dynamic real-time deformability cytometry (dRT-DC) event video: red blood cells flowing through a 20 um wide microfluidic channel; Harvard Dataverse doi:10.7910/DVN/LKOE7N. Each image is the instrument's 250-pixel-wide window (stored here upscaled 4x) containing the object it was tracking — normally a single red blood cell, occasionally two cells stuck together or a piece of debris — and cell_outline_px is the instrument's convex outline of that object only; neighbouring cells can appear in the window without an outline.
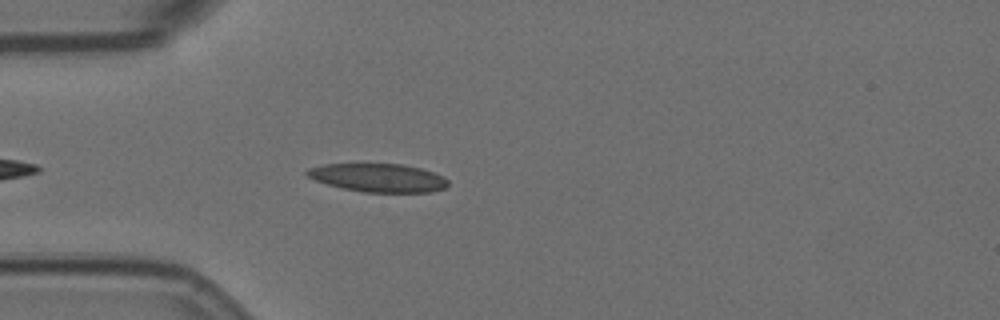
{"species": "Egyptian fruit bat (a non-hibernating species)", "species_latin": "Rousettus aegyptiacus", "temperature_condition": "room temperature", "stored_images_in_passage": 30, "camera_frame_rate_fps": 3000, "um_per_image_px": 0.085, "animal": {"sex": "female"}, "frame": {"image": 1, "passage_image": 5, "time_ms": 1.333, "image_size_px": [1000, 320], "cell_outline_px": [[448, 184], [444, 188], [432, 192], [364, 192], [344, 188], [328, 184], [316, 180], [308, 176], [304, 172], [308, 168], [324, 164], [404, 164], [420, 168], [444, 176], [448, 180]], "centroid_in_image_um": [32.17, 15.1], "position_along_channel_um": 52.8, "area_um2": 23.18}}
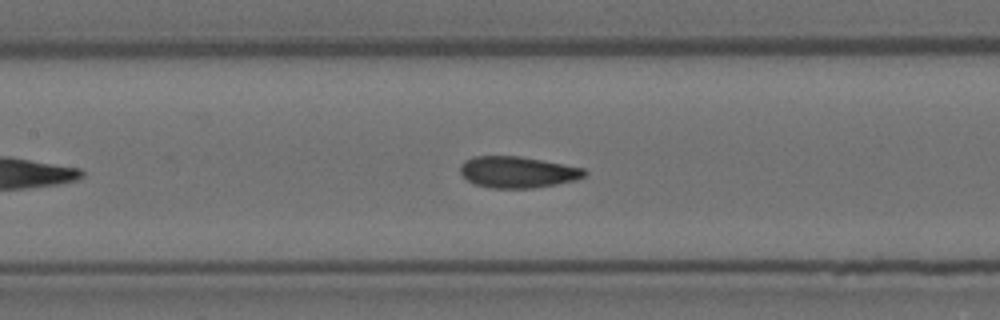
{"frame": {"image": 2, "passage_image": 15, "time_ms": 4.667, "image_size_px": [1000, 320], "cell_outline_px": [[588, 172], [584, 176], [576, 180], [556, 184], [532, 188], [492, 188], [472, 184], [460, 172], [460, 164], [464, 160], [472, 156], [520, 156], [584, 168]], "centroid_in_image_um": [43.97, 14.63], "position_along_channel_um": 163.4, "area_um2": 22.77}}
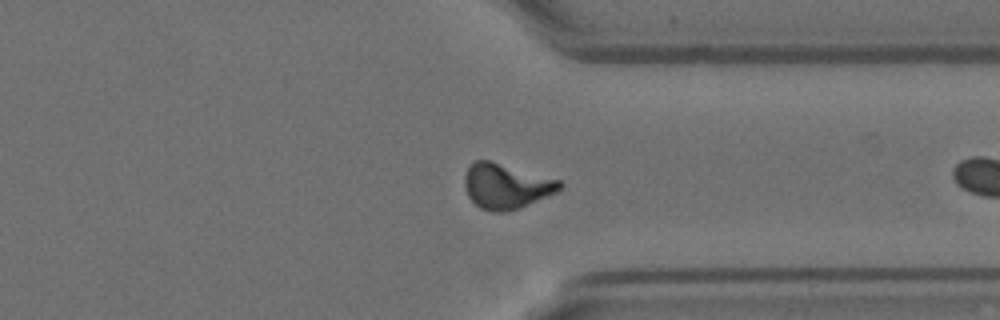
{"frame": {"image": 3, "passage_image": 29, "time_ms": 9.333, "image_size_px": [1000, 320], "cell_outline_px": [[564, 184], [556, 192], [520, 208], [504, 212], [492, 212], [480, 208], [468, 196], [464, 184], [464, 176], [468, 168], [476, 160], [488, 160], [560, 180]], "centroid_in_image_um": [43.01, 15.83], "position_along_channel_um": 368.4, "area_um2": 24.74}}